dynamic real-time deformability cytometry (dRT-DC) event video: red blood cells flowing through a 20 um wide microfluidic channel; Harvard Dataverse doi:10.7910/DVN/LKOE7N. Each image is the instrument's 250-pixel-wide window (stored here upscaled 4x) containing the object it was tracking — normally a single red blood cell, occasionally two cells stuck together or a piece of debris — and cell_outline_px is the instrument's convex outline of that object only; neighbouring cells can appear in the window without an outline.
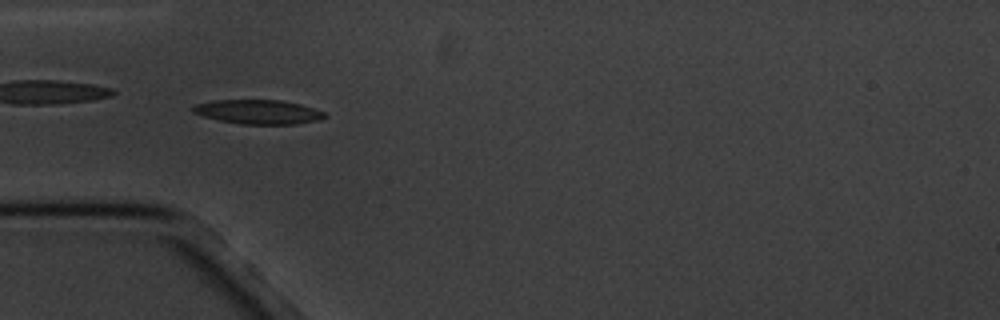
{"species": "common noctule bat (a hibernating species)", "species_latin": "Nyctalus noctula", "temperature_condition": "cold", "stored_images_in_passage": 5, "camera_frame_rate_fps": 3000, "um_per_image_px": 0.085, "animal": {"sex": "male", "body_mass_g": 20.1, "forearm_length_mm": 53.5}, "frame": {"image": 1, "passage_image": 4, "time_ms": 3.667, "image_size_px": [1000, 320], "cell_outline_px": [[328, 116], [320, 120], [296, 124], [240, 124], [220, 120], [204, 116], [192, 112], [192, 108], [196, 104], [212, 100], [280, 100], [300, 104], [324, 112]], "centroid_in_image_um": [21.97, 9.51], "position_along_channel_um": 63.0, "area_um2": 18.55}}